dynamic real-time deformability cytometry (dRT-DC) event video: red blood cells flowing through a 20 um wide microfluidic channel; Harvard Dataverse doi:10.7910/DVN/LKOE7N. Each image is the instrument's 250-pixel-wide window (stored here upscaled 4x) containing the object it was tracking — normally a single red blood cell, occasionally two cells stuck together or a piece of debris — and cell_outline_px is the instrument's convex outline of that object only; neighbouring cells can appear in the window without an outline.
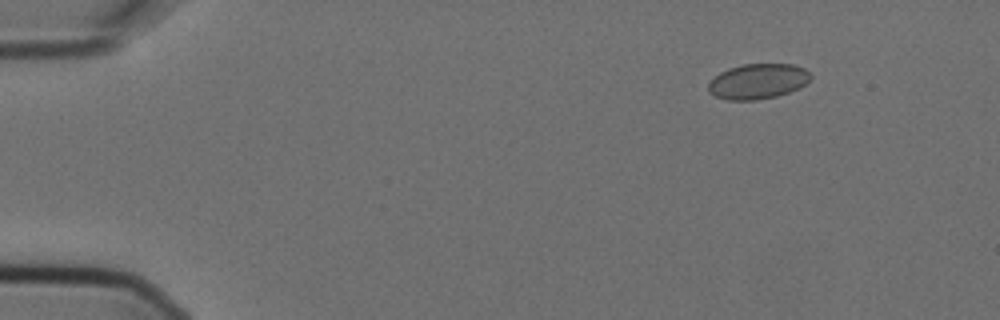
{"species": "Egyptian fruit bat (a non-hibernating species)", "species_latin": "Rousettus aegyptiacus", "temperature_condition": "cold", "stored_images_in_passage": 5, "camera_frame_rate_fps": 3000, "um_per_image_px": 0.085, "animal": {"sex": "female"}, "frame": {"image": 1, "passage_image": 3, "time_ms": 0.667, "image_size_px": [1000, 320], "cell_outline_px": [[812, 76], [800, 88], [776, 96], [756, 100], [728, 100], [716, 96], [708, 92], [708, 84], [720, 72], [728, 68], [744, 64], [792, 64], [804, 68]], "centroid_in_image_um": [64.41, 6.91], "position_along_channel_um": 20.6, "area_um2": 20.87}}